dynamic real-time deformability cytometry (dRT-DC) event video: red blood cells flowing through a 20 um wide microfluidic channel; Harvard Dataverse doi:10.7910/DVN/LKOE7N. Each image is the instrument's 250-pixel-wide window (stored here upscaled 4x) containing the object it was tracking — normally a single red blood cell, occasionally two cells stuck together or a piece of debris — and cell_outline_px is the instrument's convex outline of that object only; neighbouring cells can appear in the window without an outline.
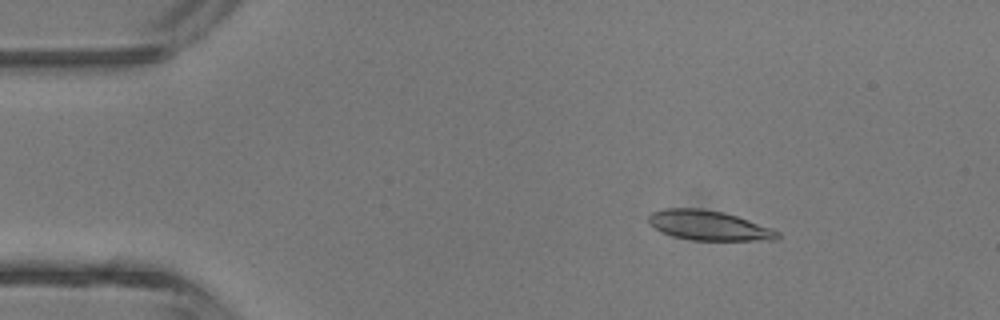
{"species": "common noctule bat (a hibernating species)", "species_latin": "Nyctalus noctula", "temperature_condition": "room temperature", "stored_images_in_passage": 4, "camera_frame_rate_fps": 3000, "um_per_image_px": 0.085, "animal": {"sex": "male", "body_mass_g": 13.3}, "frame": {"image": 1, "passage_image": 2, "time_ms": 1.0, "image_size_px": [1000, 320], "cell_outline_px": [[780, 240], [692, 240], [672, 236], [660, 232], [648, 224], [648, 216], [652, 212], [664, 208], [700, 208], [724, 212], [772, 228], [780, 232]], "centroid_in_image_um": [60.22, 19.16], "position_along_channel_um": 24.8, "area_um2": 22.54}}
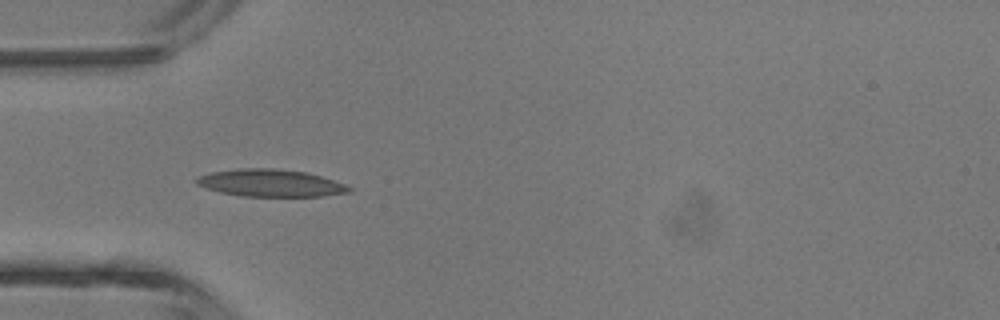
{"frame": {"image": 2, "passage_image": 4, "time_ms": 3.333, "image_size_px": [1000, 320], "cell_outline_px": [[352, 192], [324, 196], [240, 196], [220, 192], [204, 188], [196, 184], [196, 176], [212, 172], [240, 168], [272, 168], [308, 172], [344, 184], [352, 188]], "centroid_in_image_um": [22.97, 15.56], "position_along_channel_um": 62.0, "area_um2": 24.33}}